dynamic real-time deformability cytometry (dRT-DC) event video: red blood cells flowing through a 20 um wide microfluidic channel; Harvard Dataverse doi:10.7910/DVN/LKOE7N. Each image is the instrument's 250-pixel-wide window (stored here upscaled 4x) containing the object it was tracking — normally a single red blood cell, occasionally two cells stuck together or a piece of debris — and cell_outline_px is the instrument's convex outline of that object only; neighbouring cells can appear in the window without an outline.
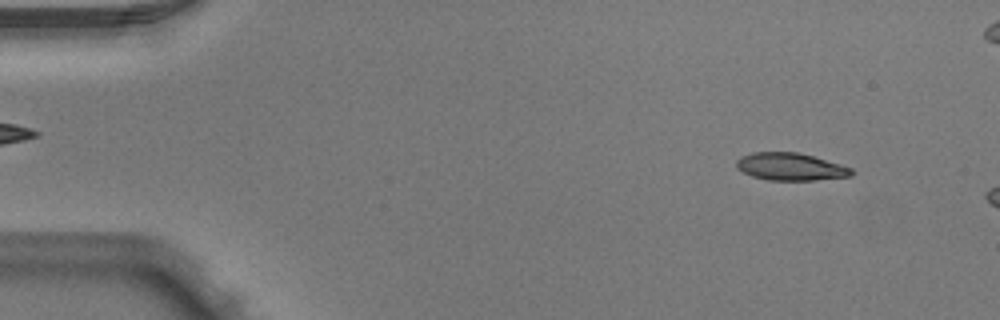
{"species": "Egyptian fruit bat (a non-hibernating species)", "species_latin": "Rousettus aegyptiacus", "temperature_condition": "warm", "stored_images_in_passage": 5, "camera_frame_rate_fps": 3000, "um_per_image_px": 0.085, "animal": {"sex": "male"}, "frame": {"image": 1, "passage_image": 5, "time_ms": 1.333, "image_size_px": [1000, 320], "cell_outline_px": [[856, 172], [852, 176], [816, 180], [768, 180], [752, 176], [736, 168], [736, 160], [740, 156], [752, 152], [796, 152], [812, 156], [840, 164], [852, 168]], "centroid_in_image_um": [67.19, 14.17], "position_along_channel_um": 17.8, "area_um2": 18.5}}